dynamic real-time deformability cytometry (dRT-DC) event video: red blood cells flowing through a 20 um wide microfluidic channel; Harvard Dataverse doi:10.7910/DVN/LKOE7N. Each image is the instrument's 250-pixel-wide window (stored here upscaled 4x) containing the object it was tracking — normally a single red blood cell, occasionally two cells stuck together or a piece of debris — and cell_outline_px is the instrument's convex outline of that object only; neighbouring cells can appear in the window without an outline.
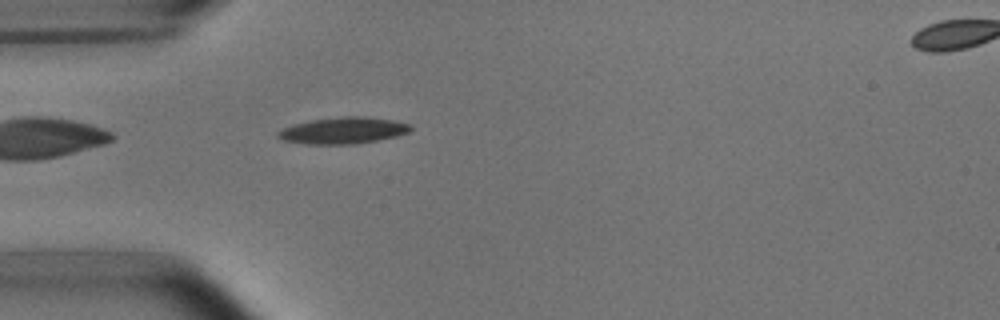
{"species": "common noctule bat (a hibernating species)", "species_latin": "Nyctalus noctula", "temperature_condition": "room temperature", "stored_images_in_passage": 5, "segment_of_instrument_passage": [1, 2], "camera_frame_rate_fps": 3000, "um_per_image_px": 0.085, "animal": {"sex": "male", "body_mass_g": 15.6}, "frame": {"image": 1, "passage_image": 4, "time_ms": 3.667, "image_size_px": [1000, 320], "cell_outline_px": [[412, 128], [408, 132], [396, 136], [356, 144], [308, 144], [284, 140], [276, 136], [276, 132], [292, 124], [312, 120], [344, 116], [364, 116], [392, 120], [412, 124]], "centroid_in_image_um": [29.17, 11.09], "position_along_channel_um": 55.8, "area_um2": 20.4}}